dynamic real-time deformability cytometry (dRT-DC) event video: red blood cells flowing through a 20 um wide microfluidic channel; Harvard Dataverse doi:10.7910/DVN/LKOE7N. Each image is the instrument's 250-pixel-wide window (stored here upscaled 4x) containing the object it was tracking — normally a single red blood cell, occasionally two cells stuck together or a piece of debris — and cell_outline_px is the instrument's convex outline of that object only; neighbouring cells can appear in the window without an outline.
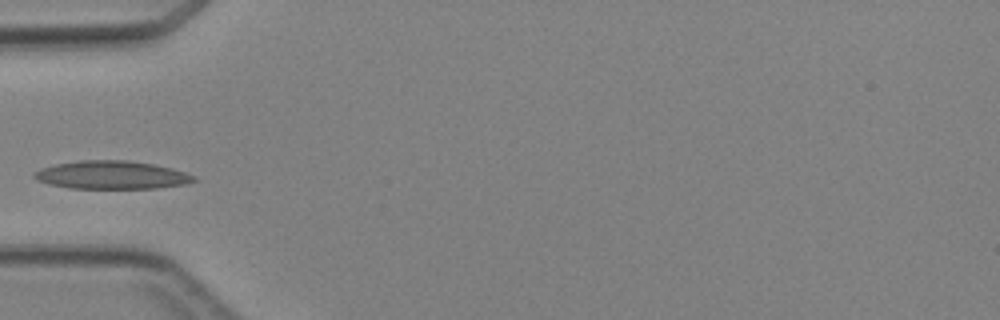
{"species": "Egyptian fruit bat (a non-hibernating species)", "species_latin": "Rousettus aegyptiacus", "temperature_condition": "cold", "stored_images_in_passage": 3, "camera_frame_rate_fps": 3000, "um_per_image_px": 0.085, "animal": {"sex": "female"}, "frame": {"image": 1, "passage_image": 2, "time_ms": 2.0, "image_size_px": [1000, 320], "cell_outline_px": [[196, 180], [188, 184], [156, 188], [68, 188], [48, 184], [36, 180], [32, 176], [32, 172], [40, 168], [56, 164], [80, 160], [128, 160], [152, 164], [172, 168], [196, 176]], "centroid_in_image_um": [9.46, 14.87], "position_along_channel_um": 75.5, "area_um2": 26.36}}
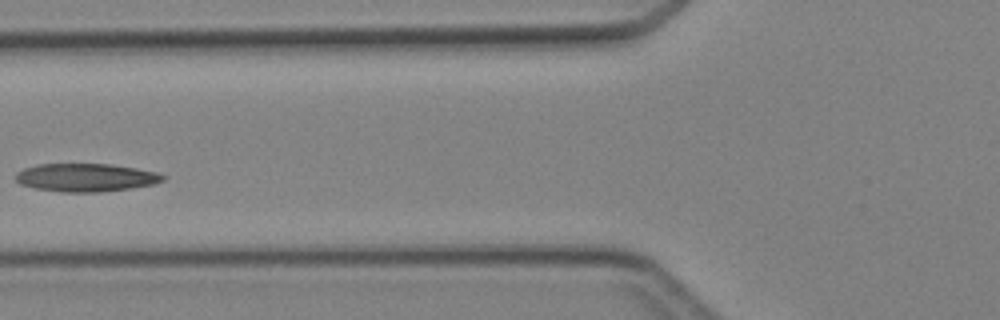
{"frame": {"image": 2, "passage_image": 3, "time_ms": 3.0, "image_size_px": [1000, 320], "cell_outline_px": [[164, 180], [156, 184], [132, 188], [96, 192], [60, 192], [36, 188], [20, 184], [16, 180], [16, 172], [24, 168], [36, 164], [112, 164], [136, 168], [156, 172], [164, 176]], "centroid_in_image_um": [7.29, 15.09], "position_along_channel_um": 118.5, "area_um2": 24.16}}